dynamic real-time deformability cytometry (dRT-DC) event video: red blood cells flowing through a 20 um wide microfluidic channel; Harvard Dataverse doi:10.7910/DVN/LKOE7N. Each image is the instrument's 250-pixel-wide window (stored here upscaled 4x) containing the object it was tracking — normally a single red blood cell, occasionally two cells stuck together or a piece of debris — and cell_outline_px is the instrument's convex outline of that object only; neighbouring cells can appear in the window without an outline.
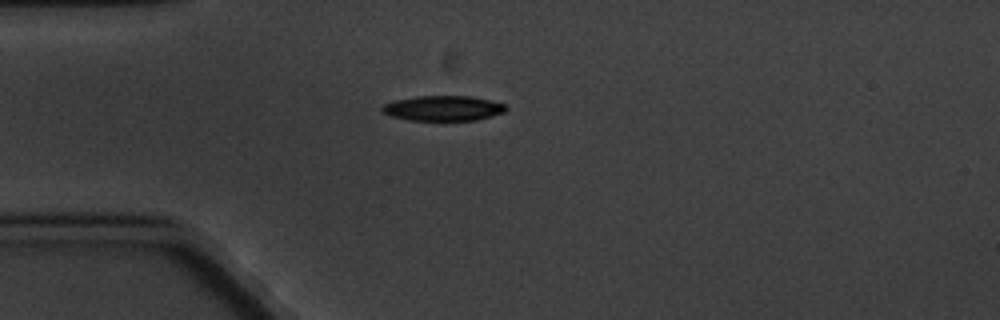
{"species": "common noctule bat (a hibernating species)", "species_latin": "Nyctalus noctula", "temperature_condition": "cold", "stored_images_in_passage": 3, "camera_frame_rate_fps": 3000, "um_per_image_px": 0.085, "animal": {"sex": "male", "body_mass_g": 20.1, "forearm_length_mm": 53.5}, "frame": {"image": 1, "passage_image": 1, "time_ms": 0.0, "image_size_px": [1000, 320], "cell_outline_px": [[508, 108], [504, 112], [476, 120], [408, 120], [392, 116], [380, 112], [380, 108], [384, 104], [396, 100], [416, 96], [468, 96], [492, 100], [504, 104]], "centroid_in_image_um": [37.65, 9.2], "position_along_channel_um": 47.4, "area_um2": 18.09}}